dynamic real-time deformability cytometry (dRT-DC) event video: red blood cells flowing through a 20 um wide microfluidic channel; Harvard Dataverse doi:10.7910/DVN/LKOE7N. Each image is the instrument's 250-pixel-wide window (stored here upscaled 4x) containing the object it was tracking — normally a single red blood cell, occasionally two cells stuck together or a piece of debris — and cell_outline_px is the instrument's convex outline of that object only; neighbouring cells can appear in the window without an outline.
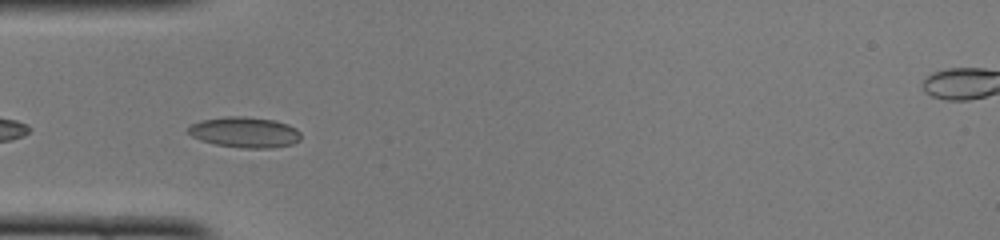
{"species": "common noctule bat (a hibernating species)", "species_latin": "Nyctalus noctula", "temperature_condition": "cold", "stored_images_in_passage": 33, "camera_frame_rate_fps": 3000, "um_per_image_px": 0.085, "animal": {"sex": "female", "body_mass_g": 22.0, "forearm_length_mm": 56.7}, "frame": {"image": 1, "passage_image": 1, "time_ms": 0.0, "image_size_px": [1000, 240], "cell_outline_px": [[300, 140], [292, 144], [272, 148], [244, 148], [216, 144], [200, 140], [192, 136], [188, 132], [188, 128], [192, 124], [200, 120], [224, 116], [244, 116], [276, 120], [288, 124], [296, 128], [300, 132]], "centroid_in_image_um": [20.82, 11.23], "position_along_channel_um": 64.2, "area_um2": 20.23}}
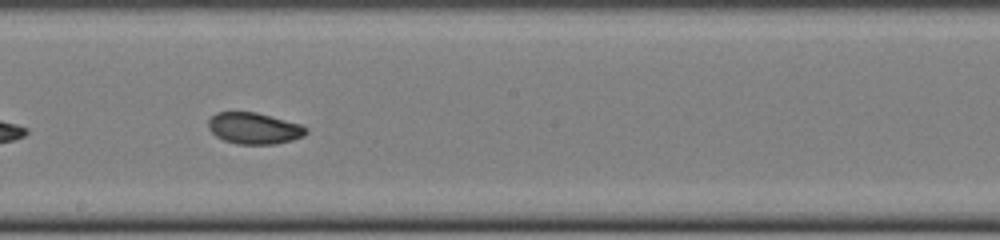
{"frame": {"image": 2, "passage_image": 13, "time_ms": 4.0, "image_size_px": [1000, 240], "cell_outline_px": [[308, 132], [304, 136], [292, 140], [276, 144], [236, 144], [224, 140], [216, 136], [208, 128], [208, 120], [216, 112], [256, 112], [300, 124], [308, 128]], "centroid_in_image_um": [21.6, 10.91], "position_along_channel_um": 226.6, "area_um2": 17.92}}
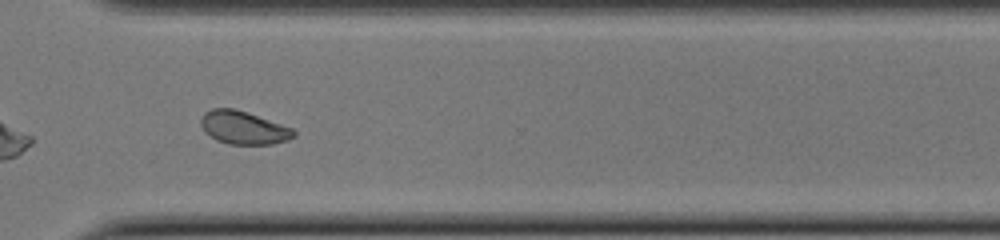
{"frame": {"image": 3, "passage_image": 22, "time_ms": 7.0, "image_size_px": [1000, 240], "cell_outline_px": [[296, 136], [288, 140], [272, 144], [228, 144], [216, 140], [204, 132], [200, 124], [200, 116], [204, 112], [212, 108], [236, 108], [292, 128], [296, 132]], "centroid_in_image_um": [20.66, 10.85], "position_along_channel_um": 349.9, "area_um2": 18.09}, "authors_computed_cell_mechanics": {"area_um2": 18.4382, "velocity_mm_per_s": 4.0841, "shape_relaxation_time_tau1_ms": 3.5106, "shape_relaxation_time_tau2_ms": 2.4258, "deformation_change_tau1": 0.0974, "deformation_change_tau2": 0.05}}